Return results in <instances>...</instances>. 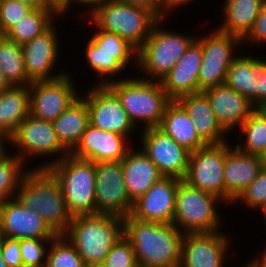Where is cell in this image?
Instances as JSON below:
<instances>
[{"instance_id":"obj_41","label":"cell","mask_w":266,"mask_h":267,"mask_svg":"<svg viewBox=\"0 0 266 267\" xmlns=\"http://www.w3.org/2000/svg\"><path fill=\"white\" fill-rule=\"evenodd\" d=\"M31 10L27 4L16 0L0 1V35H5L14 25L25 17Z\"/></svg>"},{"instance_id":"obj_16","label":"cell","mask_w":266,"mask_h":267,"mask_svg":"<svg viewBox=\"0 0 266 267\" xmlns=\"http://www.w3.org/2000/svg\"><path fill=\"white\" fill-rule=\"evenodd\" d=\"M141 150L156 165L163 177L183 180L188 169L190 151L179 145L158 127L139 130Z\"/></svg>"},{"instance_id":"obj_27","label":"cell","mask_w":266,"mask_h":267,"mask_svg":"<svg viewBox=\"0 0 266 267\" xmlns=\"http://www.w3.org/2000/svg\"><path fill=\"white\" fill-rule=\"evenodd\" d=\"M223 4L224 18L217 29L243 40L253 28L266 0H225Z\"/></svg>"},{"instance_id":"obj_46","label":"cell","mask_w":266,"mask_h":267,"mask_svg":"<svg viewBox=\"0 0 266 267\" xmlns=\"http://www.w3.org/2000/svg\"><path fill=\"white\" fill-rule=\"evenodd\" d=\"M106 1L108 0H68L67 4L59 12L62 18L66 16V13L72 11L71 8H73L74 6H83L81 8H87L85 11H88L85 14L89 15L96 7L100 6L101 4H104Z\"/></svg>"},{"instance_id":"obj_26","label":"cell","mask_w":266,"mask_h":267,"mask_svg":"<svg viewBox=\"0 0 266 267\" xmlns=\"http://www.w3.org/2000/svg\"><path fill=\"white\" fill-rule=\"evenodd\" d=\"M29 115V86H11L0 92V136L9 140Z\"/></svg>"},{"instance_id":"obj_36","label":"cell","mask_w":266,"mask_h":267,"mask_svg":"<svg viewBox=\"0 0 266 267\" xmlns=\"http://www.w3.org/2000/svg\"><path fill=\"white\" fill-rule=\"evenodd\" d=\"M29 168H32V166L27 167L25 163L13 153V149L12 153H10L9 150L0 157V203L15 197Z\"/></svg>"},{"instance_id":"obj_47","label":"cell","mask_w":266,"mask_h":267,"mask_svg":"<svg viewBox=\"0 0 266 267\" xmlns=\"http://www.w3.org/2000/svg\"><path fill=\"white\" fill-rule=\"evenodd\" d=\"M163 8H164V18H168L170 13L177 11L178 9L183 7L184 5L188 6L189 2H195L194 0H161Z\"/></svg>"},{"instance_id":"obj_12","label":"cell","mask_w":266,"mask_h":267,"mask_svg":"<svg viewBox=\"0 0 266 267\" xmlns=\"http://www.w3.org/2000/svg\"><path fill=\"white\" fill-rule=\"evenodd\" d=\"M90 87V88H88ZM81 96L86 100L89 122L96 128L122 134L126 138L138 132L123 109L117 95L107 85H88ZM135 132V133H133Z\"/></svg>"},{"instance_id":"obj_19","label":"cell","mask_w":266,"mask_h":267,"mask_svg":"<svg viewBox=\"0 0 266 267\" xmlns=\"http://www.w3.org/2000/svg\"><path fill=\"white\" fill-rule=\"evenodd\" d=\"M122 134L101 130L89 124L81 140L70 152L73 157L98 162H121L132 148Z\"/></svg>"},{"instance_id":"obj_20","label":"cell","mask_w":266,"mask_h":267,"mask_svg":"<svg viewBox=\"0 0 266 267\" xmlns=\"http://www.w3.org/2000/svg\"><path fill=\"white\" fill-rule=\"evenodd\" d=\"M180 179L162 177L133 203L131 215L142 221L173 223L175 196Z\"/></svg>"},{"instance_id":"obj_45","label":"cell","mask_w":266,"mask_h":267,"mask_svg":"<svg viewBox=\"0 0 266 267\" xmlns=\"http://www.w3.org/2000/svg\"><path fill=\"white\" fill-rule=\"evenodd\" d=\"M132 6L150 10L158 19L164 18V8L161 0H117Z\"/></svg>"},{"instance_id":"obj_53","label":"cell","mask_w":266,"mask_h":267,"mask_svg":"<svg viewBox=\"0 0 266 267\" xmlns=\"http://www.w3.org/2000/svg\"><path fill=\"white\" fill-rule=\"evenodd\" d=\"M0 267H8L6 262L2 258V251H1V236H0Z\"/></svg>"},{"instance_id":"obj_32","label":"cell","mask_w":266,"mask_h":267,"mask_svg":"<svg viewBox=\"0 0 266 267\" xmlns=\"http://www.w3.org/2000/svg\"><path fill=\"white\" fill-rule=\"evenodd\" d=\"M239 133L236 139L240 142L234 145L238 150L266 159V107L256 108L239 127Z\"/></svg>"},{"instance_id":"obj_22","label":"cell","mask_w":266,"mask_h":267,"mask_svg":"<svg viewBox=\"0 0 266 267\" xmlns=\"http://www.w3.org/2000/svg\"><path fill=\"white\" fill-rule=\"evenodd\" d=\"M233 143L228 141V153L224 163L225 204L232 202L247 188L258 176L266 164V159L238 150Z\"/></svg>"},{"instance_id":"obj_3","label":"cell","mask_w":266,"mask_h":267,"mask_svg":"<svg viewBox=\"0 0 266 267\" xmlns=\"http://www.w3.org/2000/svg\"><path fill=\"white\" fill-rule=\"evenodd\" d=\"M139 75L141 74H137L138 77L116 79L106 85L117 95L137 129L158 127L171 100L161 82L143 79Z\"/></svg>"},{"instance_id":"obj_43","label":"cell","mask_w":266,"mask_h":267,"mask_svg":"<svg viewBox=\"0 0 266 267\" xmlns=\"http://www.w3.org/2000/svg\"><path fill=\"white\" fill-rule=\"evenodd\" d=\"M250 43V45H264L266 43V4L261 8L253 28L249 34L243 39V44Z\"/></svg>"},{"instance_id":"obj_10","label":"cell","mask_w":266,"mask_h":267,"mask_svg":"<svg viewBox=\"0 0 266 267\" xmlns=\"http://www.w3.org/2000/svg\"><path fill=\"white\" fill-rule=\"evenodd\" d=\"M208 32L206 35H204L205 33L200 36L196 35V40L202 48L199 92L224 84L229 66L239 56L238 49L245 47L242 39L221 32L215 27L213 31Z\"/></svg>"},{"instance_id":"obj_33","label":"cell","mask_w":266,"mask_h":267,"mask_svg":"<svg viewBox=\"0 0 266 267\" xmlns=\"http://www.w3.org/2000/svg\"><path fill=\"white\" fill-rule=\"evenodd\" d=\"M0 70L11 86H29L22 46L0 35Z\"/></svg>"},{"instance_id":"obj_8","label":"cell","mask_w":266,"mask_h":267,"mask_svg":"<svg viewBox=\"0 0 266 267\" xmlns=\"http://www.w3.org/2000/svg\"><path fill=\"white\" fill-rule=\"evenodd\" d=\"M218 204L226 206L217 196L180 180L175 196L173 224L184 234L220 231L224 220L218 211Z\"/></svg>"},{"instance_id":"obj_44","label":"cell","mask_w":266,"mask_h":267,"mask_svg":"<svg viewBox=\"0 0 266 267\" xmlns=\"http://www.w3.org/2000/svg\"><path fill=\"white\" fill-rule=\"evenodd\" d=\"M266 107V60L262 59V69L256 79V108Z\"/></svg>"},{"instance_id":"obj_35","label":"cell","mask_w":266,"mask_h":267,"mask_svg":"<svg viewBox=\"0 0 266 267\" xmlns=\"http://www.w3.org/2000/svg\"><path fill=\"white\" fill-rule=\"evenodd\" d=\"M94 28L95 32L92 31L91 38L88 39L99 49L111 54L126 70L131 66V63L132 67L134 65V69L137 70L138 49L133 44L116 33L102 31L95 26Z\"/></svg>"},{"instance_id":"obj_54","label":"cell","mask_w":266,"mask_h":267,"mask_svg":"<svg viewBox=\"0 0 266 267\" xmlns=\"http://www.w3.org/2000/svg\"><path fill=\"white\" fill-rule=\"evenodd\" d=\"M241 267H257V265L252 260H250V262H248L247 260V263H245Z\"/></svg>"},{"instance_id":"obj_13","label":"cell","mask_w":266,"mask_h":267,"mask_svg":"<svg viewBox=\"0 0 266 267\" xmlns=\"http://www.w3.org/2000/svg\"><path fill=\"white\" fill-rule=\"evenodd\" d=\"M96 214L125 218L131 214L122 162L95 163Z\"/></svg>"},{"instance_id":"obj_40","label":"cell","mask_w":266,"mask_h":267,"mask_svg":"<svg viewBox=\"0 0 266 267\" xmlns=\"http://www.w3.org/2000/svg\"><path fill=\"white\" fill-rule=\"evenodd\" d=\"M103 263L108 267H139L134 249L124 235L113 245Z\"/></svg>"},{"instance_id":"obj_11","label":"cell","mask_w":266,"mask_h":267,"mask_svg":"<svg viewBox=\"0 0 266 267\" xmlns=\"http://www.w3.org/2000/svg\"><path fill=\"white\" fill-rule=\"evenodd\" d=\"M228 141L208 144L190 152L187 173L183 179L188 185L217 196L225 203L224 163Z\"/></svg>"},{"instance_id":"obj_2","label":"cell","mask_w":266,"mask_h":267,"mask_svg":"<svg viewBox=\"0 0 266 267\" xmlns=\"http://www.w3.org/2000/svg\"><path fill=\"white\" fill-rule=\"evenodd\" d=\"M15 198L39 214L56 235H64L73 219L60 184L47 168H29Z\"/></svg>"},{"instance_id":"obj_6","label":"cell","mask_w":266,"mask_h":267,"mask_svg":"<svg viewBox=\"0 0 266 267\" xmlns=\"http://www.w3.org/2000/svg\"><path fill=\"white\" fill-rule=\"evenodd\" d=\"M47 169L60 184L68 210L73 217L96 214L94 162L68 154Z\"/></svg>"},{"instance_id":"obj_24","label":"cell","mask_w":266,"mask_h":267,"mask_svg":"<svg viewBox=\"0 0 266 267\" xmlns=\"http://www.w3.org/2000/svg\"><path fill=\"white\" fill-rule=\"evenodd\" d=\"M176 102L190 116L197 134L207 145L229 141V134L217 121L210 102L203 92L182 96Z\"/></svg>"},{"instance_id":"obj_38","label":"cell","mask_w":266,"mask_h":267,"mask_svg":"<svg viewBox=\"0 0 266 267\" xmlns=\"http://www.w3.org/2000/svg\"><path fill=\"white\" fill-rule=\"evenodd\" d=\"M237 203H242V205L245 203V209L251 208L261 212L266 208V164L254 181L240 193L231 205L234 206Z\"/></svg>"},{"instance_id":"obj_30","label":"cell","mask_w":266,"mask_h":267,"mask_svg":"<svg viewBox=\"0 0 266 267\" xmlns=\"http://www.w3.org/2000/svg\"><path fill=\"white\" fill-rule=\"evenodd\" d=\"M243 54L229 66L225 83L248 98L256 107V79L262 69V58L254 56V53Z\"/></svg>"},{"instance_id":"obj_31","label":"cell","mask_w":266,"mask_h":267,"mask_svg":"<svg viewBox=\"0 0 266 267\" xmlns=\"http://www.w3.org/2000/svg\"><path fill=\"white\" fill-rule=\"evenodd\" d=\"M60 17L56 8L33 9L5 35L22 46L47 31Z\"/></svg>"},{"instance_id":"obj_9","label":"cell","mask_w":266,"mask_h":267,"mask_svg":"<svg viewBox=\"0 0 266 267\" xmlns=\"http://www.w3.org/2000/svg\"><path fill=\"white\" fill-rule=\"evenodd\" d=\"M8 145L16 148L14 154L26 165L35 158L42 160L51 157L52 160L47 162L46 159L45 163L32 168H48L70 154L59 142L53 122L32 115L20 123L15 134L8 140Z\"/></svg>"},{"instance_id":"obj_28","label":"cell","mask_w":266,"mask_h":267,"mask_svg":"<svg viewBox=\"0 0 266 267\" xmlns=\"http://www.w3.org/2000/svg\"><path fill=\"white\" fill-rule=\"evenodd\" d=\"M158 128L190 152L207 145L197 134L190 116L176 101L166 106Z\"/></svg>"},{"instance_id":"obj_21","label":"cell","mask_w":266,"mask_h":267,"mask_svg":"<svg viewBox=\"0 0 266 267\" xmlns=\"http://www.w3.org/2000/svg\"><path fill=\"white\" fill-rule=\"evenodd\" d=\"M202 92L207 96L217 121L229 136H232V131L238 129L256 109L248 98L226 83Z\"/></svg>"},{"instance_id":"obj_1","label":"cell","mask_w":266,"mask_h":267,"mask_svg":"<svg viewBox=\"0 0 266 267\" xmlns=\"http://www.w3.org/2000/svg\"><path fill=\"white\" fill-rule=\"evenodd\" d=\"M123 235L130 241L139 267H179L184 233L173 223L123 218Z\"/></svg>"},{"instance_id":"obj_39","label":"cell","mask_w":266,"mask_h":267,"mask_svg":"<svg viewBox=\"0 0 266 267\" xmlns=\"http://www.w3.org/2000/svg\"><path fill=\"white\" fill-rule=\"evenodd\" d=\"M52 239H20L23 267H46L47 249Z\"/></svg>"},{"instance_id":"obj_14","label":"cell","mask_w":266,"mask_h":267,"mask_svg":"<svg viewBox=\"0 0 266 267\" xmlns=\"http://www.w3.org/2000/svg\"><path fill=\"white\" fill-rule=\"evenodd\" d=\"M56 23L43 34L22 45L26 74L31 82L58 79L69 72L66 68L59 70L60 72L56 68L59 66L61 54V37Z\"/></svg>"},{"instance_id":"obj_52","label":"cell","mask_w":266,"mask_h":267,"mask_svg":"<svg viewBox=\"0 0 266 267\" xmlns=\"http://www.w3.org/2000/svg\"><path fill=\"white\" fill-rule=\"evenodd\" d=\"M58 11H60L68 2V0H48Z\"/></svg>"},{"instance_id":"obj_17","label":"cell","mask_w":266,"mask_h":267,"mask_svg":"<svg viewBox=\"0 0 266 267\" xmlns=\"http://www.w3.org/2000/svg\"><path fill=\"white\" fill-rule=\"evenodd\" d=\"M227 235L222 230L185 234L179 267H224L232 251Z\"/></svg>"},{"instance_id":"obj_55","label":"cell","mask_w":266,"mask_h":267,"mask_svg":"<svg viewBox=\"0 0 266 267\" xmlns=\"http://www.w3.org/2000/svg\"><path fill=\"white\" fill-rule=\"evenodd\" d=\"M87 267H108V266H106L104 263H99V264L89 265Z\"/></svg>"},{"instance_id":"obj_48","label":"cell","mask_w":266,"mask_h":267,"mask_svg":"<svg viewBox=\"0 0 266 267\" xmlns=\"http://www.w3.org/2000/svg\"><path fill=\"white\" fill-rule=\"evenodd\" d=\"M27 4L33 9L55 8L48 0H16Z\"/></svg>"},{"instance_id":"obj_5","label":"cell","mask_w":266,"mask_h":267,"mask_svg":"<svg viewBox=\"0 0 266 267\" xmlns=\"http://www.w3.org/2000/svg\"><path fill=\"white\" fill-rule=\"evenodd\" d=\"M166 19L156 22L149 37L138 49L137 73L143 74V79L160 82L196 39L195 34L167 30L163 25Z\"/></svg>"},{"instance_id":"obj_7","label":"cell","mask_w":266,"mask_h":267,"mask_svg":"<svg viewBox=\"0 0 266 267\" xmlns=\"http://www.w3.org/2000/svg\"><path fill=\"white\" fill-rule=\"evenodd\" d=\"M89 24L113 32L139 49L159 20L150 10L117 0H108L86 15Z\"/></svg>"},{"instance_id":"obj_49","label":"cell","mask_w":266,"mask_h":267,"mask_svg":"<svg viewBox=\"0 0 266 267\" xmlns=\"http://www.w3.org/2000/svg\"><path fill=\"white\" fill-rule=\"evenodd\" d=\"M256 256V257H255ZM251 260L257 265V267H266V246L262 249V252L257 253Z\"/></svg>"},{"instance_id":"obj_4","label":"cell","mask_w":266,"mask_h":267,"mask_svg":"<svg viewBox=\"0 0 266 267\" xmlns=\"http://www.w3.org/2000/svg\"><path fill=\"white\" fill-rule=\"evenodd\" d=\"M64 235L87 266L103 263L123 236V218L107 214L76 216Z\"/></svg>"},{"instance_id":"obj_37","label":"cell","mask_w":266,"mask_h":267,"mask_svg":"<svg viewBox=\"0 0 266 267\" xmlns=\"http://www.w3.org/2000/svg\"><path fill=\"white\" fill-rule=\"evenodd\" d=\"M46 267H87V265L65 235H56L47 251Z\"/></svg>"},{"instance_id":"obj_42","label":"cell","mask_w":266,"mask_h":267,"mask_svg":"<svg viewBox=\"0 0 266 267\" xmlns=\"http://www.w3.org/2000/svg\"><path fill=\"white\" fill-rule=\"evenodd\" d=\"M2 258L8 267H23L20 239L1 236Z\"/></svg>"},{"instance_id":"obj_15","label":"cell","mask_w":266,"mask_h":267,"mask_svg":"<svg viewBox=\"0 0 266 267\" xmlns=\"http://www.w3.org/2000/svg\"><path fill=\"white\" fill-rule=\"evenodd\" d=\"M72 75L68 72L58 79L32 82L30 115L46 121L56 120L80 96L82 89L77 90Z\"/></svg>"},{"instance_id":"obj_23","label":"cell","mask_w":266,"mask_h":267,"mask_svg":"<svg viewBox=\"0 0 266 267\" xmlns=\"http://www.w3.org/2000/svg\"><path fill=\"white\" fill-rule=\"evenodd\" d=\"M202 61L201 44L195 39L175 66L160 81L171 101L199 93V71Z\"/></svg>"},{"instance_id":"obj_34","label":"cell","mask_w":266,"mask_h":267,"mask_svg":"<svg viewBox=\"0 0 266 267\" xmlns=\"http://www.w3.org/2000/svg\"><path fill=\"white\" fill-rule=\"evenodd\" d=\"M85 64L96 73L97 85H106L107 83L125 78L124 70H126L111 54L99 49L90 39L86 42L84 48ZM124 72V73H123Z\"/></svg>"},{"instance_id":"obj_51","label":"cell","mask_w":266,"mask_h":267,"mask_svg":"<svg viewBox=\"0 0 266 267\" xmlns=\"http://www.w3.org/2000/svg\"><path fill=\"white\" fill-rule=\"evenodd\" d=\"M6 145L8 146V140L0 136V157H2V155H4L10 149V148L7 149Z\"/></svg>"},{"instance_id":"obj_25","label":"cell","mask_w":266,"mask_h":267,"mask_svg":"<svg viewBox=\"0 0 266 267\" xmlns=\"http://www.w3.org/2000/svg\"><path fill=\"white\" fill-rule=\"evenodd\" d=\"M139 146L136 149L132 146L121 161L126 191L132 203L138 200L153 184L163 177L156 165Z\"/></svg>"},{"instance_id":"obj_29","label":"cell","mask_w":266,"mask_h":267,"mask_svg":"<svg viewBox=\"0 0 266 267\" xmlns=\"http://www.w3.org/2000/svg\"><path fill=\"white\" fill-rule=\"evenodd\" d=\"M90 124L86 100L80 96L53 121L59 142L71 152Z\"/></svg>"},{"instance_id":"obj_50","label":"cell","mask_w":266,"mask_h":267,"mask_svg":"<svg viewBox=\"0 0 266 267\" xmlns=\"http://www.w3.org/2000/svg\"><path fill=\"white\" fill-rule=\"evenodd\" d=\"M11 87L9 82L4 77L3 72L0 70V92H3L4 90H7Z\"/></svg>"},{"instance_id":"obj_18","label":"cell","mask_w":266,"mask_h":267,"mask_svg":"<svg viewBox=\"0 0 266 267\" xmlns=\"http://www.w3.org/2000/svg\"><path fill=\"white\" fill-rule=\"evenodd\" d=\"M0 236L13 239H53L56 234L43 218L15 197L0 203Z\"/></svg>"},{"instance_id":"obj_56","label":"cell","mask_w":266,"mask_h":267,"mask_svg":"<svg viewBox=\"0 0 266 267\" xmlns=\"http://www.w3.org/2000/svg\"><path fill=\"white\" fill-rule=\"evenodd\" d=\"M261 213H263V219H265L264 223H266V208Z\"/></svg>"}]
</instances>
